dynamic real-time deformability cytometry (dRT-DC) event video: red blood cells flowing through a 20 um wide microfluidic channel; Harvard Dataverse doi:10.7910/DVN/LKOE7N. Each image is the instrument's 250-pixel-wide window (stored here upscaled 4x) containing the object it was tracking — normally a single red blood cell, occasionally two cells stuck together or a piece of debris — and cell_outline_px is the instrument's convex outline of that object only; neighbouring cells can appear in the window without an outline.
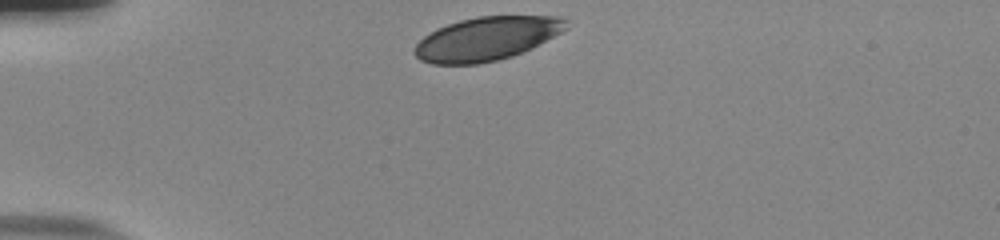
{"species": "human", "species_latin": "Homo sapiens", "temperature_condition": "room temperature", "stored_images_in_passage": 32, "camera_frame_rate_fps": 3000, "um_per_image_px": 0.085, "donor": {"sex": "male"}, "frame": {"image": 1, "passage_image": 1, "time_ms": 0.0, "image_size_px": [1000, 240], "cell_outline_px": [[568, 28], [532, 48], [512, 56], [496, 60], [476, 64], [432, 64], [420, 60], [412, 52], [416, 44], [424, 36], [436, 28], [460, 20], [476, 16], [560, 16], [568, 20]], "centroid_in_image_um": [41.36, 3.28], "position_along_channel_um": 43.6, "area_um2": 38.55}}
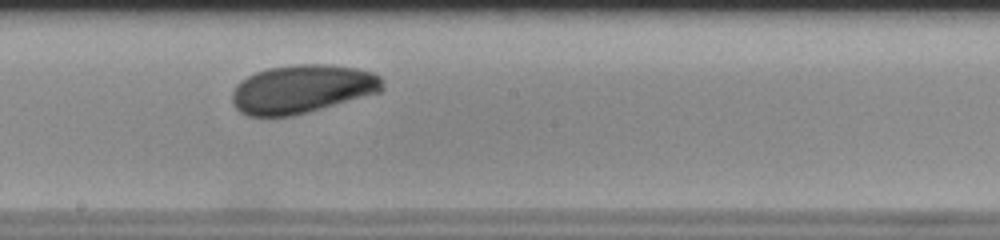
{"frame": {"image": 2, "passage_image": 18, "time_ms": 5.667, "image_size_px": [1000, 240], "cell_outline_px": [[384, 88], [380, 92], [308, 112], [292, 116], [248, 116], [240, 112], [232, 104], [232, 92], [236, 84], [240, 80], [256, 72], [268, 68], [296, 64], [328, 64], [356, 68], [372, 72], [380, 76], [384, 80]], "centroid_in_image_um": [25.68, 7.56], "position_along_channel_um": 222.5, "area_um2": 42.66}}
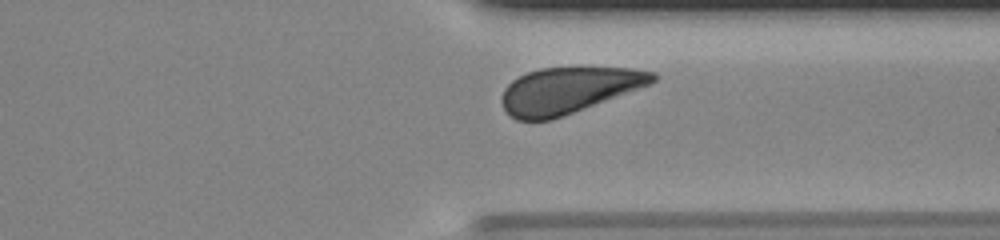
{"frame": {"image": 3, "passage_image": 29, "time_ms": 9.333, "image_size_px": [1000, 240], "cell_outline_px": [[656, 80], [652, 84], [552, 120], [516, 120], [504, 108], [500, 100], [504, 88], [512, 80], [528, 72], [540, 68], [632, 68], [656, 72]], "centroid_in_image_um": [48.33, 7.67], "position_along_channel_um": 363.1, "area_um2": 40.4}, "authors_computed_cell_mechanics": {"area_um2": 41.7894, "velocity_mm_per_s": 3.826, "shape_relaxation_time_tau1_ms": 3.401, "shape_relaxation_time_tau2_ms": null, "deformation_change_tau1": 0.1199, "deformation_change_tau2": null}}